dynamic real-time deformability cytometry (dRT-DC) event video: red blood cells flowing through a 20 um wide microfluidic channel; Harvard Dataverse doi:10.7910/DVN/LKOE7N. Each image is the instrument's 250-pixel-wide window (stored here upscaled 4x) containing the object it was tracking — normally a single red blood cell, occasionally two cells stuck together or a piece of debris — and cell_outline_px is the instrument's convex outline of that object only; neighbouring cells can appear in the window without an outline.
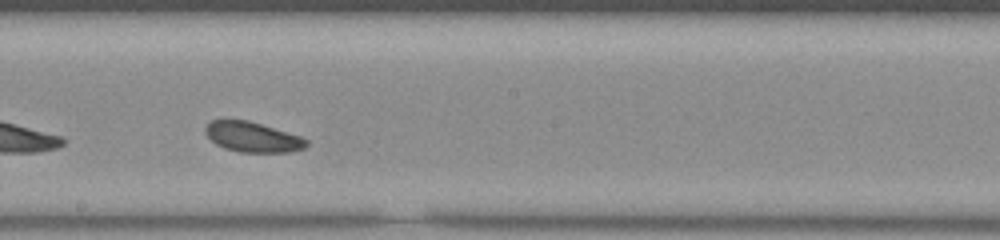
{"species": "common noctule bat (a hibernating species)", "species_latin": "Nyctalus noctula", "temperature_condition": "room temperature", "stored_images_in_passage": 16, "camera_frame_rate_fps": 3000, "um_per_image_px": 0.085, "animal": {"sex": "male", "body_mass_g": 20.0, "forearm_length_mm": 53.3}, "frame": {"image": 1, "passage_image": 14, "time_ms": 4.333, "image_size_px": [1000, 240], "cell_outline_px": [[308, 144], [304, 148], [292, 152], [240, 152], [224, 148], [216, 144], [204, 132], [204, 128], [212, 120], [248, 120], [300, 136], [308, 140]], "centroid_in_image_um": [21.47, 11.65], "position_along_channel_um": 226.7, "area_um2": 17.63}}